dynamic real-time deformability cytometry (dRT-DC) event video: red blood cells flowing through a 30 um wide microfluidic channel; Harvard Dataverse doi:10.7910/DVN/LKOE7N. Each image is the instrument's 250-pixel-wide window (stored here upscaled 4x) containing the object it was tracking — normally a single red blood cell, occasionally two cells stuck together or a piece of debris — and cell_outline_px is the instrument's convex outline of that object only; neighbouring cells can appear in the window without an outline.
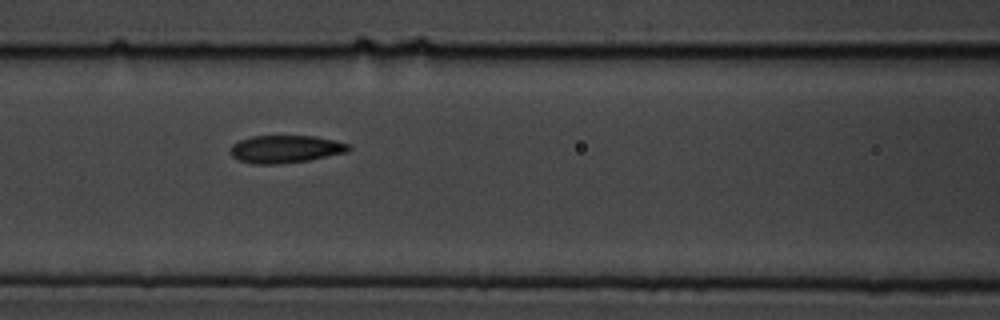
{"species": "common noctule bat (a hibernating species)", "species_latin": "Nyctalus noctula", "temperature_condition": "cold", "stored_images_in_passage": 7, "camera_frame_rate_fps": 3000, "um_per_image_px": 0.085, "animal": {"sex": "male", "body_mass_g": 19.5, "forearm_length_mm": 54.6}, "frame": {"image": 1, "passage_image": 4, "time_ms": 1.0, "image_size_px": [1000, 320], "cell_outline_px": [[352, 148], [348, 152], [308, 160], [276, 164], [252, 164], [240, 160], [232, 156], [232, 144], [236, 140], [252, 136], [316, 136], [336, 140], [348, 144]], "centroid_in_image_um": [24.28, 12.66], "position_along_channel_um": 142.3, "area_um2": 19.07}}
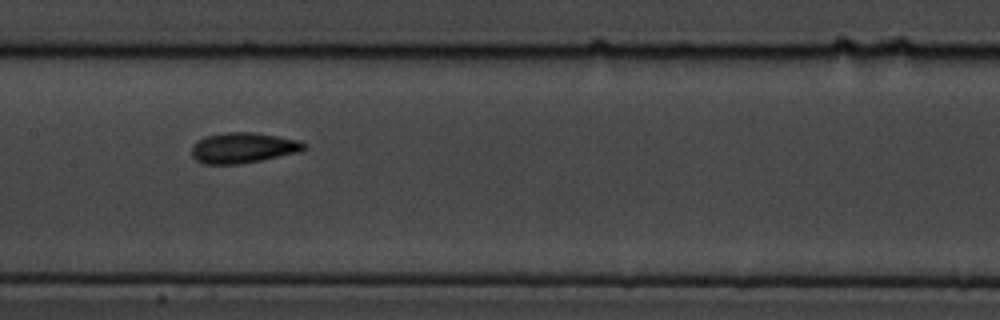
{"frame": {"image": 2, "passage_image": 5, "time_ms": 1.333, "image_size_px": [1000, 320], "cell_outline_px": [[308, 148], [300, 152], [240, 164], [200, 164], [192, 156], [192, 144], [204, 136], [224, 132], [256, 132], [300, 140], [308, 144]], "centroid_in_image_um": [20.68, 12.56], "position_along_channel_um": 186.7, "area_um2": 20.35}}
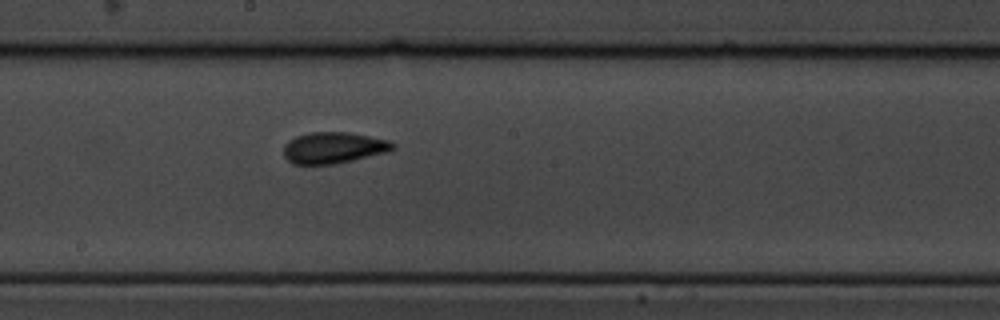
{"frame": {"image": 3, "passage_image": 6, "time_ms": 1.667, "image_size_px": [1000, 320], "cell_outline_px": [[396, 148], [388, 152], [336, 164], [292, 164], [284, 156], [284, 144], [288, 140], [296, 136], [312, 132], [348, 132], [388, 140], [396, 144]], "centroid_in_image_um": [28.36, 12.56], "position_along_channel_um": 219.8, "area_um2": 20.0}}